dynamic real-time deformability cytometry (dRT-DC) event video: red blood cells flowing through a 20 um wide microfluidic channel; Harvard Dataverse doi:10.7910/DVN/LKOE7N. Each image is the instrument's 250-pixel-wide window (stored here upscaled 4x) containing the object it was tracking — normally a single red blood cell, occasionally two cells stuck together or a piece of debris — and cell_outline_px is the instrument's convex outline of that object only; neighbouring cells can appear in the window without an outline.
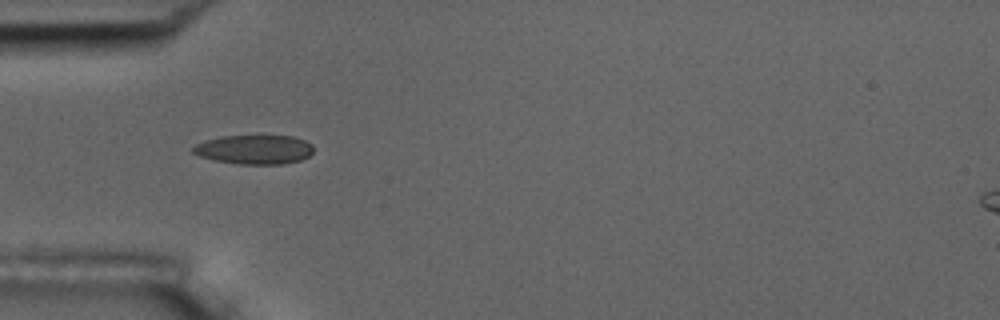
{"species": "common noctule bat (a hibernating species)", "species_latin": "Nyctalus noctula", "temperature_condition": "room temperature", "stored_images_in_passage": 39, "camera_frame_rate_fps": 3000, "um_per_image_px": 0.085, "animal": {"sex": "male", "body_mass_g": 17.5, "forearm_length_mm": 52.3}, "frame": {"image": 1, "passage_image": 1, "time_ms": 0.0, "image_size_px": [1000, 320], "cell_outline_px": [[312, 152], [308, 156], [300, 160], [284, 164], [240, 164], [212, 160], [200, 156], [192, 152], [192, 148], [196, 144], [220, 136], [292, 136], [304, 140], [312, 144]], "centroid_in_image_um": [21.61, 12.71], "position_along_channel_um": 63.4, "area_um2": 20.4}}
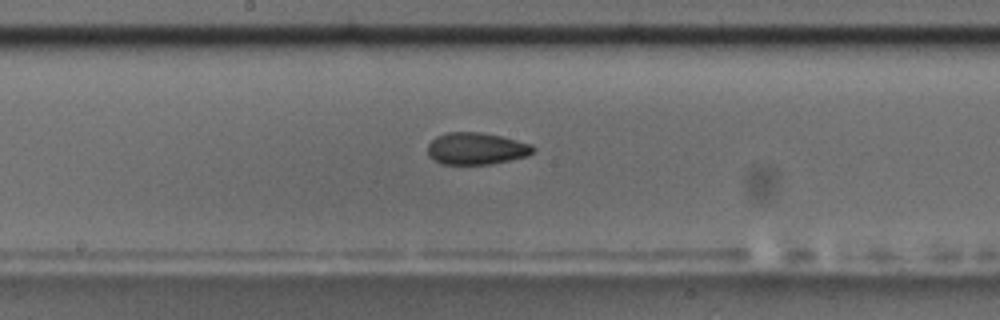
{"frame": {"image": 2, "passage_image": 13, "time_ms": 4.0, "image_size_px": [1000, 320], "cell_outline_px": [[536, 148], [528, 156], [492, 164], [440, 164], [432, 160], [428, 156], [428, 144], [436, 136], [448, 132], [480, 132], [500, 136], [532, 144]], "centroid_in_image_um": [40.47, 12.64], "position_along_channel_um": 207.7, "area_um2": 19.77}}
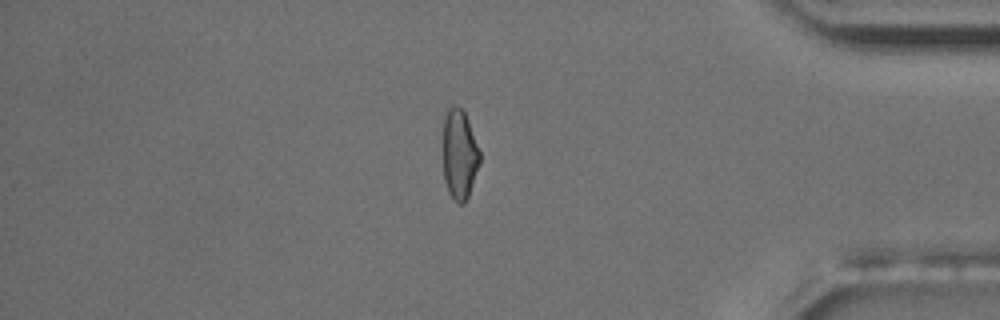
{"frame": {"image": 3, "passage_image": 31, "time_ms": 10.0, "image_size_px": [1000, 320], "cell_outline_px": [[480, 164], [468, 196], [464, 204], [456, 204], [448, 192], [444, 180], [440, 148], [444, 116], [448, 108], [456, 104], [464, 112], [468, 120], [480, 152]], "centroid_in_image_um": [38.99, 13.13], "position_along_channel_um": 396.2, "area_um2": 20.17}, "authors_computed_cell_mechanics": {"area_um2": 19.7676, "velocity_mm_per_s": 3.6456, "shape_relaxation_time_tau1_ms": 7.0881, "shape_relaxation_time_tau2_ms": 2.6945, "deformation_change_tau1": 0.1513, "deformation_change_tau2": 0.0791}}